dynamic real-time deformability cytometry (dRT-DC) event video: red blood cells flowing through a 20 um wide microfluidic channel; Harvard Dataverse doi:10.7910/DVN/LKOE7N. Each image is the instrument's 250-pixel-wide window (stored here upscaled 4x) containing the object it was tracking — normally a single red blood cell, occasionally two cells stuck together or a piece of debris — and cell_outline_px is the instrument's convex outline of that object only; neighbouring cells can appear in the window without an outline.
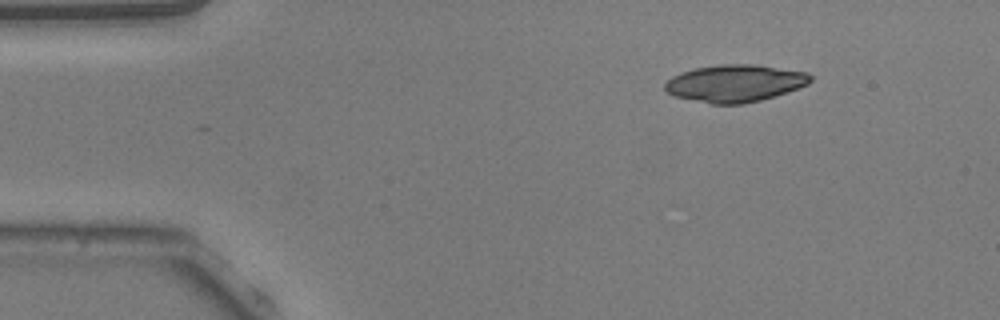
{"species": "common noctule bat (a hibernating species)", "species_latin": "Nyctalus noctula", "temperature_condition": "warm", "stored_images_in_passage": 46, "camera_frame_rate_fps": 3000, "um_per_image_px": 0.085, "animal": {"sex": "male", "body_mass_g": 20.5, "forearm_length_mm": 52.5}, "frame": {"image": 1, "passage_image": 1, "time_ms": 0.0, "image_size_px": [1000, 320], "cell_outline_px": [[812, 80], [808, 84], [788, 92], [760, 100], [744, 104], [712, 104], [672, 96], [664, 88], [664, 84], [672, 76], [696, 68], [720, 64], [756, 64], [808, 72], [812, 76]], "centroid_in_image_um": [62.49, 7.08], "position_along_channel_um": 22.5, "area_um2": 31.67}}